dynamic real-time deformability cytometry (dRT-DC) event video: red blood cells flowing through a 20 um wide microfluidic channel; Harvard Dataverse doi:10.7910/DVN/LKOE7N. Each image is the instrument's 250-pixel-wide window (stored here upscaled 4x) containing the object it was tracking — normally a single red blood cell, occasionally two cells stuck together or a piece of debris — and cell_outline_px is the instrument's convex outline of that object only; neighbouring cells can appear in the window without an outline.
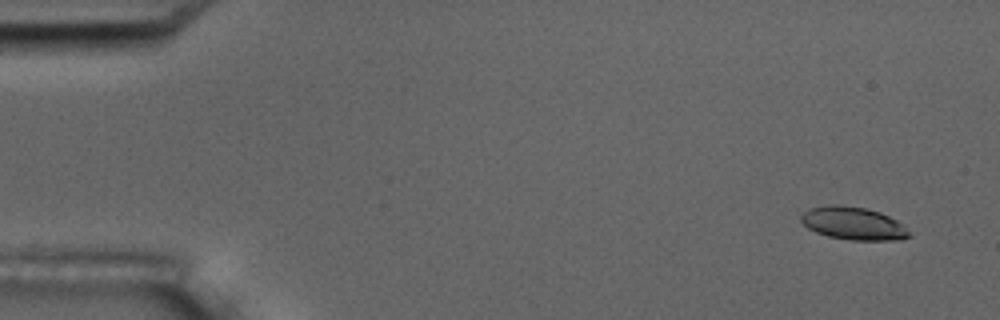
{"species": "common noctule bat (a hibernating species)", "species_latin": "Nyctalus noctula", "temperature_condition": "room temperature", "stored_images_in_passage": 5, "camera_frame_rate_fps": 3000, "um_per_image_px": 0.085, "animal": {"sex": "male", "body_mass_g": 17.5, "forearm_length_mm": 52.3}, "frame": {"image": 1, "passage_image": 1, "time_ms": 0.0, "image_size_px": [1000, 320], "cell_outline_px": [[912, 236], [900, 240], [852, 240], [828, 236], [816, 232], [808, 228], [800, 220], [800, 216], [804, 212], [812, 208], [832, 204], [840, 204], [864, 208], [880, 212], [904, 224]], "centroid_in_image_um": [72.56, 18.99], "position_along_channel_um": 12.4, "area_um2": 20.69}}
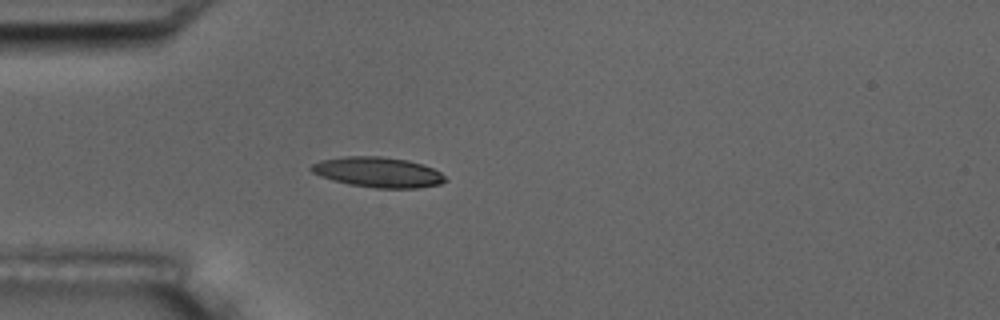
{"frame": {"image": 2, "passage_image": 5, "time_ms": 4.333, "image_size_px": [1000, 320], "cell_outline_px": [[448, 180], [440, 184], [416, 188], [376, 188], [348, 184], [332, 180], [320, 176], [312, 172], [308, 168], [312, 164], [320, 160], [344, 156], [380, 156], [408, 160], [424, 164], [440, 172]], "centroid_in_image_um": [32.11, 14.63], "position_along_channel_um": 52.9, "area_um2": 23.76}}